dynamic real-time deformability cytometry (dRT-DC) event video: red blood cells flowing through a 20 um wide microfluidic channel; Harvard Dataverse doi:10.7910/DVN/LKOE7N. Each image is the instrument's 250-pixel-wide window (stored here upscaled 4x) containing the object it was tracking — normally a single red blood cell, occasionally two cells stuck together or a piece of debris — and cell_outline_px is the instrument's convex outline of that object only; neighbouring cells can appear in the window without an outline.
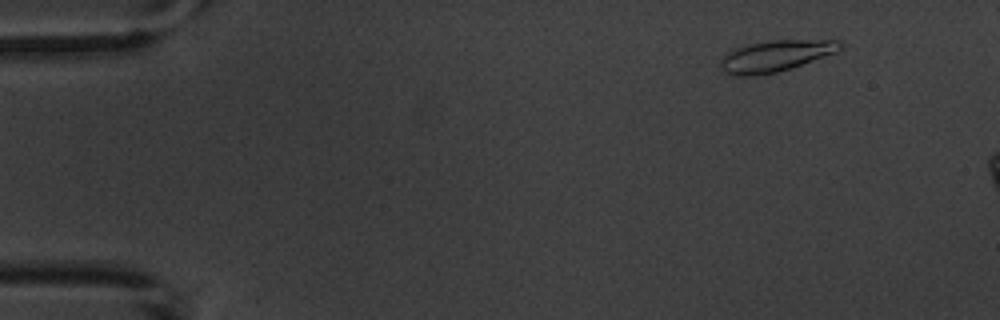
{"species": "common noctule bat (a hibernating species)", "species_latin": "Nyctalus noctula", "temperature_condition": "warm", "stored_images_in_passage": 5, "camera_frame_rate_fps": 3000, "um_per_image_px": 0.085, "animal": {"sex": "male", "body_mass_g": 20.1, "forearm_length_mm": 53.5}, "frame": {"image": 1, "passage_image": 2, "time_ms": 1.0, "image_size_px": [1000, 320], "cell_outline_px": [[844, 48], [836, 52], [776, 72], [752, 76], [736, 76], [724, 72], [720, 68], [720, 60], [728, 52], [736, 48], [748, 44], [768, 40], [840, 40], [844, 44]], "centroid_in_image_um": [65.91, 4.74], "position_along_channel_um": 19.1, "area_um2": 21.62}}